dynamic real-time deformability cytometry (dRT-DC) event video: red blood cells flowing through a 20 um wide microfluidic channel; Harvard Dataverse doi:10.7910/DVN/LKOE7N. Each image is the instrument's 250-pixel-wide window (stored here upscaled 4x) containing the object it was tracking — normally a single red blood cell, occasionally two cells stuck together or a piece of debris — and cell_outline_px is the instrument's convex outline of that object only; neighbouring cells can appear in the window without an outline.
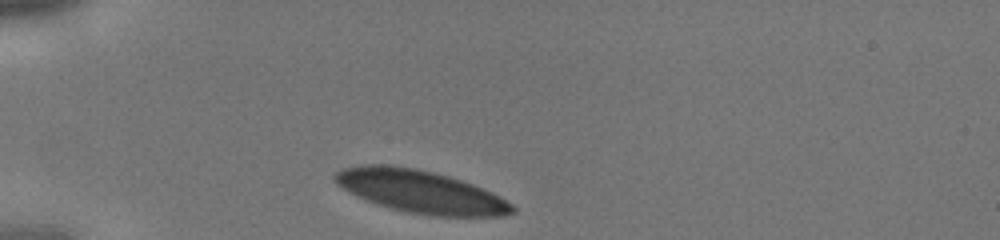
{"species": "human", "species_latin": "Homo sapiens", "temperature_condition": "cold", "stored_images_in_passage": 5, "camera_frame_rate_fps": 3000, "um_per_image_px": 0.085, "donor": {"sex": "male"}, "frame": {"image": 1, "passage_image": 1, "time_ms": 0.0, "image_size_px": [1000, 240], "cell_outline_px": [[516, 212], [504, 216], [432, 216], [408, 212], [376, 204], [348, 192], [336, 184], [332, 180], [332, 176], [340, 168], [364, 164], [392, 164], [416, 168], [448, 176], [484, 188], [500, 196], [512, 204], [516, 208]], "centroid_in_image_um": [35.72, 16.27], "position_along_channel_um": 49.3, "area_um2": 44.45}}
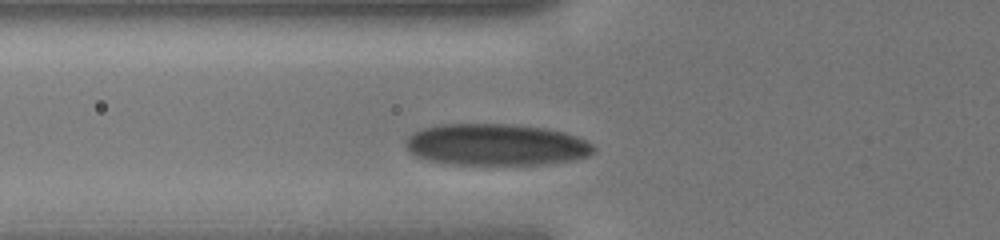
{"frame": {"image": 2, "passage_image": 3, "time_ms": 0.667, "image_size_px": [1000, 240], "cell_outline_px": [[596, 152], [588, 156], [576, 160], [536, 164], [444, 164], [428, 160], [416, 156], [408, 152], [404, 144], [408, 136], [412, 132], [420, 128], [440, 124], [512, 124], [544, 128], [564, 132], [588, 140], [596, 148]], "centroid_in_image_um": [42.15, 12.29], "position_along_channel_um": 83.7, "area_um2": 46.07}}
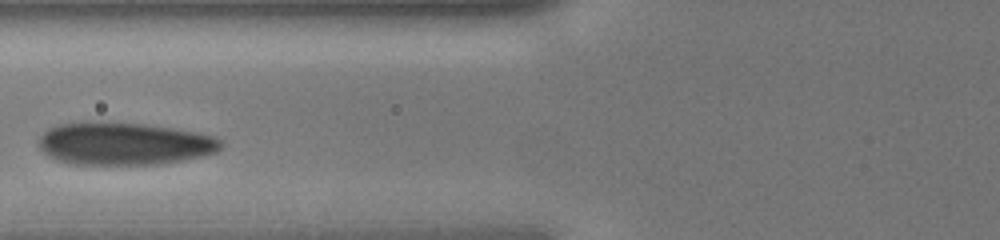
{"frame": {"image": 3, "passage_image": 4, "time_ms": 1.0, "image_size_px": [1000, 240], "cell_outline_px": [[224, 148], [216, 152], [200, 156], [160, 164], [68, 164], [56, 160], [48, 156], [40, 148], [36, 140], [48, 128], [56, 124], [84, 120], [88, 120], [144, 124], [172, 128], [196, 132], [216, 136], [224, 144]], "centroid_in_image_um": [10.49, 12.19], "position_along_channel_um": 115.3, "area_um2": 45.95}}